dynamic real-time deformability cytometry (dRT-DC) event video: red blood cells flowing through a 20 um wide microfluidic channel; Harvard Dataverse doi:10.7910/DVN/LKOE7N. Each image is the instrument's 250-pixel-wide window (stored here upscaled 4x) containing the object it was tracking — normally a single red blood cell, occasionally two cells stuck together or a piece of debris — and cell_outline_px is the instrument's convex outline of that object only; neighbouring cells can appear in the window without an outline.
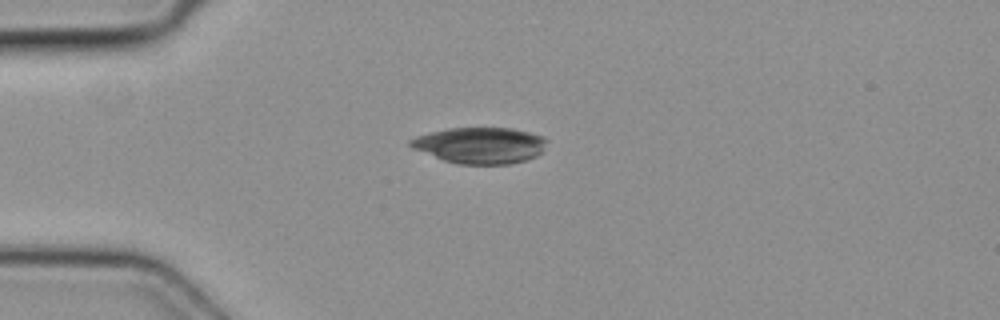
{"species": "common noctule bat (a hibernating species)", "species_latin": "Nyctalus noctula", "temperature_condition": "cold", "stored_images_in_passage": 4, "camera_frame_rate_fps": 3000, "um_per_image_px": 0.085, "animal": {"sex": "female", "body_mass_g": 19.3, "forearm_length_mm": 54.1}, "frame": {"image": 1, "passage_image": 3, "time_ms": 0.667, "image_size_px": [1000, 320], "cell_outline_px": [[548, 140], [540, 152], [536, 156], [528, 160], [512, 164], [456, 164], [444, 160], [412, 148], [408, 144], [408, 140], [416, 136], [448, 128], [512, 128], [544, 136]], "centroid_in_image_um": [40.82, 12.36], "position_along_channel_um": 44.2, "area_um2": 28.78}}